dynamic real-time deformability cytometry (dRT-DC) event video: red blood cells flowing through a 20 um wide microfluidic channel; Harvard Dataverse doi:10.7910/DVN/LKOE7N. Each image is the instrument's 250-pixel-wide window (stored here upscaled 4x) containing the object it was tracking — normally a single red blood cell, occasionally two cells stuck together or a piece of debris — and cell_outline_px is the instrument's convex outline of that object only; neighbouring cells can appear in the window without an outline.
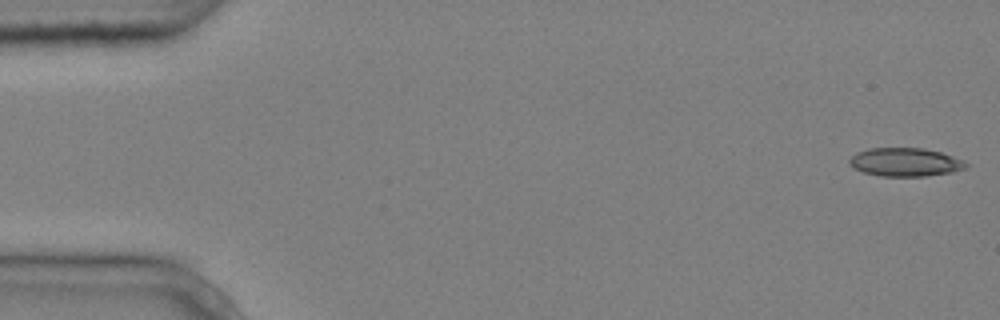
{"species": "common noctule bat (a hibernating species)", "species_latin": "Nyctalus noctula", "temperature_condition": "cold", "stored_images_in_passage": 4, "camera_frame_rate_fps": 3000, "um_per_image_px": 0.085, "animal": {"sex": "male", "body_mass_g": 20.4}, "frame": {"image": 1, "passage_image": 1, "time_ms": 0.0, "image_size_px": [1000, 320], "cell_outline_px": [[968, 164], [964, 168], [952, 172], [924, 176], [880, 176], [864, 172], [852, 168], [848, 164], [848, 160], [856, 152], [868, 148], [924, 148], [940, 152], [964, 160]], "centroid_in_image_um": [76.9, 13.78], "position_along_channel_um": 8.1, "area_um2": 19.36}}
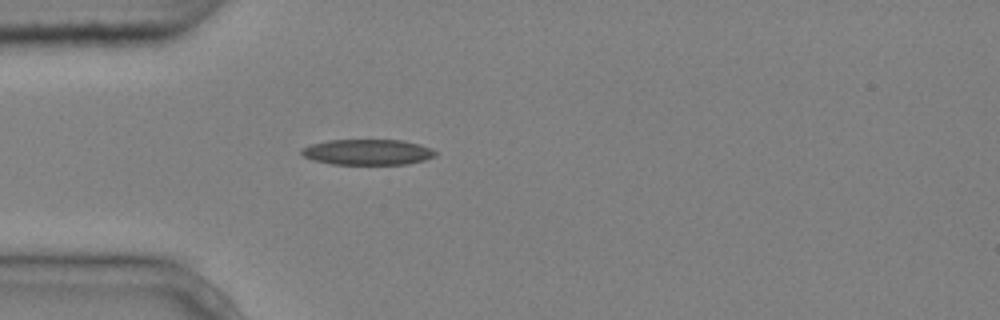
{"frame": {"image": 2, "passage_image": 4, "time_ms": 1.0, "image_size_px": [1000, 320], "cell_outline_px": [[436, 156], [424, 160], [408, 164], [332, 164], [312, 160], [304, 156], [300, 152], [304, 148], [312, 144], [328, 140], [404, 140], [420, 144], [432, 148], [436, 152]], "centroid_in_image_um": [31.29, 12.93], "position_along_channel_um": 53.7, "area_um2": 20.0}}